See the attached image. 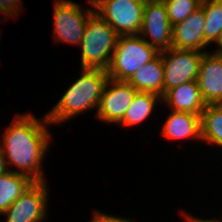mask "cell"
<instances>
[{
	"label": "cell",
	"instance_id": "obj_1",
	"mask_svg": "<svg viewBox=\"0 0 222 222\" xmlns=\"http://www.w3.org/2000/svg\"><path fill=\"white\" fill-rule=\"evenodd\" d=\"M47 124H51L46 114L38 120L31 114H19L6 129L0 144L7 166L12 165L20 171L10 170L26 175L34 182L45 181L42 160L46 155L51 136Z\"/></svg>",
	"mask_w": 222,
	"mask_h": 222
},
{
	"label": "cell",
	"instance_id": "obj_2",
	"mask_svg": "<svg viewBox=\"0 0 222 222\" xmlns=\"http://www.w3.org/2000/svg\"><path fill=\"white\" fill-rule=\"evenodd\" d=\"M81 76L62 95L46 114L51 124H60L89 109H98L106 82V70L82 68Z\"/></svg>",
	"mask_w": 222,
	"mask_h": 222
},
{
	"label": "cell",
	"instance_id": "obj_3",
	"mask_svg": "<svg viewBox=\"0 0 222 222\" xmlns=\"http://www.w3.org/2000/svg\"><path fill=\"white\" fill-rule=\"evenodd\" d=\"M119 35L96 12L89 18L80 42L81 68L107 70ZM111 53V54H110Z\"/></svg>",
	"mask_w": 222,
	"mask_h": 222
},
{
	"label": "cell",
	"instance_id": "obj_4",
	"mask_svg": "<svg viewBox=\"0 0 222 222\" xmlns=\"http://www.w3.org/2000/svg\"><path fill=\"white\" fill-rule=\"evenodd\" d=\"M159 52L149 45L141 35H121L107 68L110 79L128 81L142 65L153 60Z\"/></svg>",
	"mask_w": 222,
	"mask_h": 222
},
{
	"label": "cell",
	"instance_id": "obj_5",
	"mask_svg": "<svg viewBox=\"0 0 222 222\" xmlns=\"http://www.w3.org/2000/svg\"><path fill=\"white\" fill-rule=\"evenodd\" d=\"M94 11L121 35H138L145 2L141 0H88Z\"/></svg>",
	"mask_w": 222,
	"mask_h": 222
},
{
	"label": "cell",
	"instance_id": "obj_6",
	"mask_svg": "<svg viewBox=\"0 0 222 222\" xmlns=\"http://www.w3.org/2000/svg\"><path fill=\"white\" fill-rule=\"evenodd\" d=\"M53 8L55 41L80 45L94 7L84 10L71 0H55Z\"/></svg>",
	"mask_w": 222,
	"mask_h": 222
},
{
	"label": "cell",
	"instance_id": "obj_7",
	"mask_svg": "<svg viewBox=\"0 0 222 222\" xmlns=\"http://www.w3.org/2000/svg\"><path fill=\"white\" fill-rule=\"evenodd\" d=\"M204 53L174 48L162 51L164 94L174 87L197 79Z\"/></svg>",
	"mask_w": 222,
	"mask_h": 222
},
{
	"label": "cell",
	"instance_id": "obj_8",
	"mask_svg": "<svg viewBox=\"0 0 222 222\" xmlns=\"http://www.w3.org/2000/svg\"><path fill=\"white\" fill-rule=\"evenodd\" d=\"M48 189L45 181L33 182L2 214L6 222H42L46 219Z\"/></svg>",
	"mask_w": 222,
	"mask_h": 222
},
{
	"label": "cell",
	"instance_id": "obj_9",
	"mask_svg": "<svg viewBox=\"0 0 222 222\" xmlns=\"http://www.w3.org/2000/svg\"><path fill=\"white\" fill-rule=\"evenodd\" d=\"M139 35H142V38L158 52L172 48V26L162 0L145 3ZM147 36L152 41L146 40Z\"/></svg>",
	"mask_w": 222,
	"mask_h": 222
},
{
	"label": "cell",
	"instance_id": "obj_10",
	"mask_svg": "<svg viewBox=\"0 0 222 222\" xmlns=\"http://www.w3.org/2000/svg\"><path fill=\"white\" fill-rule=\"evenodd\" d=\"M137 92L128 82L109 78L105 84L95 117L106 121V123L119 124Z\"/></svg>",
	"mask_w": 222,
	"mask_h": 222
},
{
	"label": "cell",
	"instance_id": "obj_11",
	"mask_svg": "<svg viewBox=\"0 0 222 222\" xmlns=\"http://www.w3.org/2000/svg\"><path fill=\"white\" fill-rule=\"evenodd\" d=\"M197 84L207 105L222 104V54L204 53L199 65Z\"/></svg>",
	"mask_w": 222,
	"mask_h": 222
},
{
	"label": "cell",
	"instance_id": "obj_12",
	"mask_svg": "<svg viewBox=\"0 0 222 222\" xmlns=\"http://www.w3.org/2000/svg\"><path fill=\"white\" fill-rule=\"evenodd\" d=\"M205 14L200 6L185 20L172 26V48L203 52Z\"/></svg>",
	"mask_w": 222,
	"mask_h": 222
},
{
	"label": "cell",
	"instance_id": "obj_13",
	"mask_svg": "<svg viewBox=\"0 0 222 222\" xmlns=\"http://www.w3.org/2000/svg\"><path fill=\"white\" fill-rule=\"evenodd\" d=\"M162 101L171 110L200 115L206 108L197 81H189L168 90L162 97Z\"/></svg>",
	"mask_w": 222,
	"mask_h": 222
},
{
	"label": "cell",
	"instance_id": "obj_14",
	"mask_svg": "<svg viewBox=\"0 0 222 222\" xmlns=\"http://www.w3.org/2000/svg\"><path fill=\"white\" fill-rule=\"evenodd\" d=\"M137 91L164 95V70L162 52L150 62L142 65L127 81Z\"/></svg>",
	"mask_w": 222,
	"mask_h": 222
},
{
	"label": "cell",
	"instance_id": "obj_15",
	"mask_svg": "<svg viewBox=\"0 0 222 222\" xmlns=\"http://www.w3.org/2000/svg\"><path fill=\"white\" fill-rule=\"evenodd\" d=\"M164 123L162 135L167 139H201V116L187 112L171 111Z\"/></svg>",
	"mask_w": 222,
	"mask_h": 222
},
{
	"label": "cell",
	"instance_id": "obj_16",
	"mask_svg": "<svg viewBox=\"0 0 222 222\" xmlns=\"http://www.w3.org/2000/svg\"><path fill=\"white\" fill-rule=\"evenodd\" d=\"M34 181L26 175L8 171L0 175V214L16 201Z\"/></svg>",
	"mask_w": 222,
	"mask_h": 222
},
{
	"label": "cell",
	"instance_id": "obj_17",
	"mask_svg": "<svg viewBox=\"0 0 222 222\" xmlns=\"http://www.w3.org/2000/svg\"><path fill=\"white\" fill-rule=\"evenodd\" d=\"M159 100L162 97L156 94L138 91L119 125L134 126L145 121Z\"/></svg>",
	"mask_w": 222,
	"mask_h": 222
},
{
	"label": "cell",
	"instance_id": "obj_18",
	"mask_svg": "<svg viewBox=\"0 0 222 222\" xmlns=\"http://www.w3.org/2000/svg\"><path fill=\"white\" fill-rule=\"evenodd\" d=\"M201 140L222 147V104L207 105L202 112Z\"/></svg>",
	"mask_w": 222,
	"mask_h": 222
},
{
	"label": "cell",
	"instance_id": "obj_19",
	"mask_svg": "<svg viewBox=\"0 0 222 222\" xmlns=\"http://www.w3.org/2000/svg\"><path fill=\"white\" fill-rule=\"evenodd\" d=\"M205 14L204 43H218L222 32V0H202L200 5Z\"/></svg>",
	"mask_w": 222,
	"mask_h": 222
},
{
	"label": "cell",
	"instance_id": "obj_20",
	"mask_svg": "<svg viewBox=\"0 0 222 222\" xmlns=\"http://www.w3.org/2000/svg\"><path fill=\"white\" fill-rule=\"evenodd\" d=\"M166 6L167 15L171 26L185 20L197 8L202 0H162Z\"/></svg>",
	"mask_w": 222,
	"mask_h": 222
},
{
	"label": "cell",
	"instance_id": "obj_21",
	"mask_svg": "<svg viewBox=\"0 0 222 222\" xmlns=\"http://www.w3.org/2000/svg\"><path fill=\"white\" fill-rule=\"evenodd\" d=\"M22 0H0V13H4L7 16L10 15L13 17L18 16V11L20 10V6ZM19 7V8H18ZM18 9V10H17ZM16 14V15H15Z\"/></svg>",
	"mask_w": 222,
	"mask_h": 222
},
{
	"label": "cell",
	"instance_id": "obj_22",
	"mask_svg": "<svg viewBox=\"0 0 222 222\" xmlns=\"http://www.w3.org/2000/svg\"><path fill=\"white\" fill-rule=\"evenodd\" d=\"M90 222H132V221L126 218L112 216L97 211L95 212Z\"/></svg>",
	"mask_w": 222,
	"mask_h": 222
},
{
	"label": "cell",
	"instance_id": "obj_23",
	"mask_svg": "<svg viewBox=\"0 0 222 222\" xmlns=\"http://www.w3.org/2000/svg\"><path fill=\"white\" fill-rule=\"evenodd\" d=\"M10 169L7 167V162L5 159V155L3 149L0 145V175L8 172Z\"/></svg>",
	"mask_w": 222,
	"mask_h": 222
},
{
	"label": "cell",
	"instance_id": "obj_24",
	"mask_svg": "<svg viewBox=\"0 0 222 222\" xmlns=\"http://www.w3.org/2000/svg\"><path fill=\"white\" fill-rule=\"evenodd\" d=\"M187 222H221L220 220H212V219H200L192 216H187Z\"/></svg>",
	"mask_w": 222,
	"mask_h": 222
},
{
	"label": "cell",
	"instance_id": "obj_25",
	"mask_svg": "<svg viewBox=\"0 0 222 222\" xmlns=\"http://www.w3.org/2000/svg\"><path fill=\"white\" fill-rule=\"evenodd\" d=\"M217 45L219 46L218 49L215 51V53H221L222 54V32L219 37Z\"/></svg>",
	"mask_w": 222,
	"mask_h": 222
},
{
	"label": "cell",
	"instance_id": "obj_26",
	"mask_svg": "<svg viewBox=\"0 0 222 222\" xmlns=\"http://www.w3.org/2000/svg\"><path fill=\"white\" fill-rule=\"evenodd\" d=\"M141 1H143V2L147 3L148 1H152V0H141Z\"/></svg>",
	"mask_w": 222,
	"mask_h": 222
}]
</instances>
